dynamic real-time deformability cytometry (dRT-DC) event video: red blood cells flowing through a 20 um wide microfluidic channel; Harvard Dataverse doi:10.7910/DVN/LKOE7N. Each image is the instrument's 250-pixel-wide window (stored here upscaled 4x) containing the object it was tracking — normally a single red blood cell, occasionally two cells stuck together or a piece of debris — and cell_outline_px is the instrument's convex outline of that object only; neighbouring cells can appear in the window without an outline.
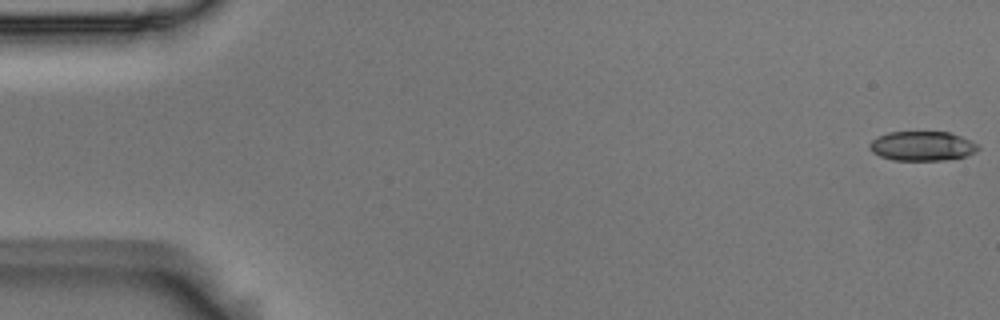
{"species": "Egyptian fruit bat (a non-hibernating species)", "species_latin": "Rousettus aegyptiacus", "temperature_condition": "room temperature", "stored_images_in_passage": 50, "camera_frame_rate_fps": 3000, "um_per_image_px": 0.085, "animal": {"sex": "male"}, "frame": {"image": 1, "passage_image": 1, "time_ms": 0.0, "image_size_px": [1000, 320], "cell_outline_px": [[980, 148], [976, 152], [964, 156], [944, 160], [892, 160], [880, 156], [872, 152], [868, 148], [868, 144], [876, 136], [888, 132], [948, 132], [960, 136], [976, 144]], "centroid_in_image_um": [78.32, 12.41], "position_along_channel_um": 6.7, "area_um2": 18.61}}
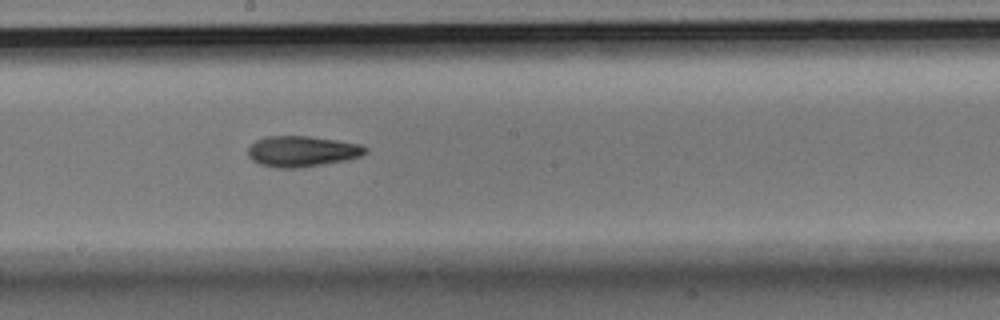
{"frame": {"image": 2, "passage_image": 30, "time_ms": 9.667, "image_size_px": [1000, 320], "cell_outline_px": [[368, 152], [360, 156], [344, 160], [324, 164], [300, 168], [280, 168], [260, 164], [252, 160], [248, 156], [248, 148], [256, 140], [268, 136], [308, 136], [336, 140], [360, 144], [368, 148]], "centroid_in_image_um": [25.67, 12.86], "position_along_channel_um": 222.5, "area_um2": 20.98}}
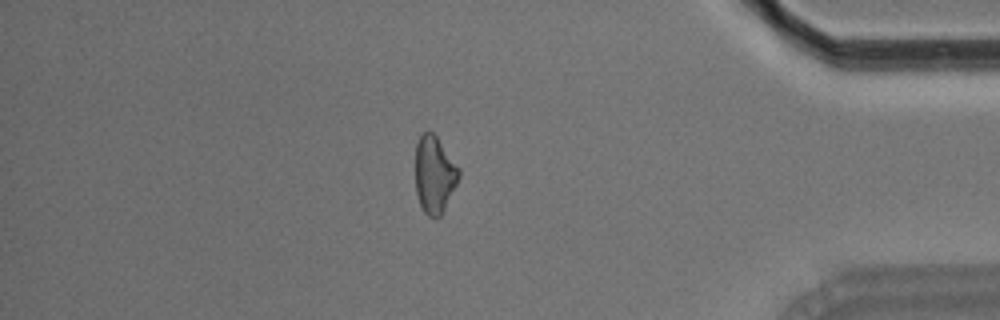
{"frame": {"image": 3, "passage_image": 47, "time_ms": 15.333, "image_size_px": [1000, 320], "cell_outline_px": [[460, 176], [440, 216], [436, 220], [428, 216], [424, 212], [420, 204], [416, 192], [416, 144], [420, 136], [424, 132], [432, 132], [436, 136], [460, 168]], "centroid_in_image_um": [36.92, 14.85], "position_along_channel_um": 398.3, "area_um2": 19.36}, "authors_computed_cell_mechanics": {"area_um2": 20.23, "velocity_mm_per_s": 3.7046, "shape_relaxation_time_tau1_ms": 5.6326, "shape_relaxation_time_tau2_ms": 6.0544, "deformation_change_tau1": 0.149, "deformation_change_tau2": 0.152}}